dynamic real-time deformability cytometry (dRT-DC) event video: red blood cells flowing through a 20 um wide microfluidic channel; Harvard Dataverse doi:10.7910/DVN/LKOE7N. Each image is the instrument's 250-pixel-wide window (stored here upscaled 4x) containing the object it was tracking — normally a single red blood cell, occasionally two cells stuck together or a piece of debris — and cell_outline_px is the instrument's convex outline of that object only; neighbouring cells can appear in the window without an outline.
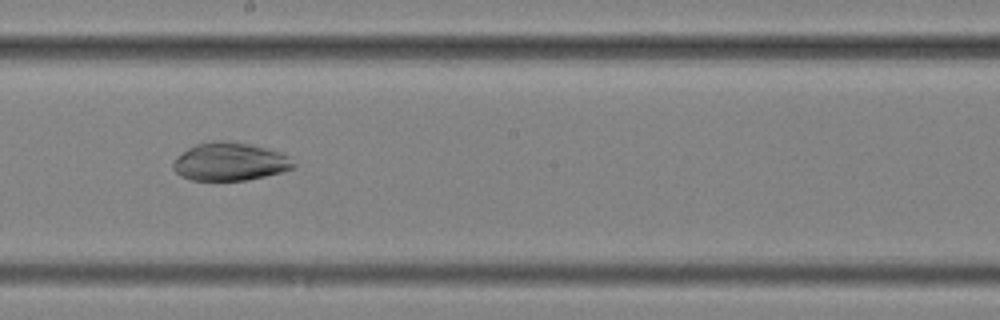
{"species": "common noctule bat (a hibernating species)", "species_latin": "Nyctalus noctula", "temperature_condition": "cold", "stored_images_in_passage": 15, "camera_frame_rate_fps": 3000, "um_per_image_px": 0.085, "animal": {"sex": "female", "body_mass_g": 25.1}, "frame": {"image": 1, "passage_image": 9, "time_ms": 2.667, "image_size_px": [1000, 320], "cell_outline_px": [[296, 168], [284, 172], [248, 180], [192, 180], [180, 176], [172, 168], [172, 164], [176, 156], [188, 148], [196, 144], [212, 140], [220, 140], [248, 144], [280, 152], [288, 156], [296, 164]], "centroid_in_image_um": [19.54, 13.75], "position_along_channel_um": 228.7, "area_um2": 26.88}}